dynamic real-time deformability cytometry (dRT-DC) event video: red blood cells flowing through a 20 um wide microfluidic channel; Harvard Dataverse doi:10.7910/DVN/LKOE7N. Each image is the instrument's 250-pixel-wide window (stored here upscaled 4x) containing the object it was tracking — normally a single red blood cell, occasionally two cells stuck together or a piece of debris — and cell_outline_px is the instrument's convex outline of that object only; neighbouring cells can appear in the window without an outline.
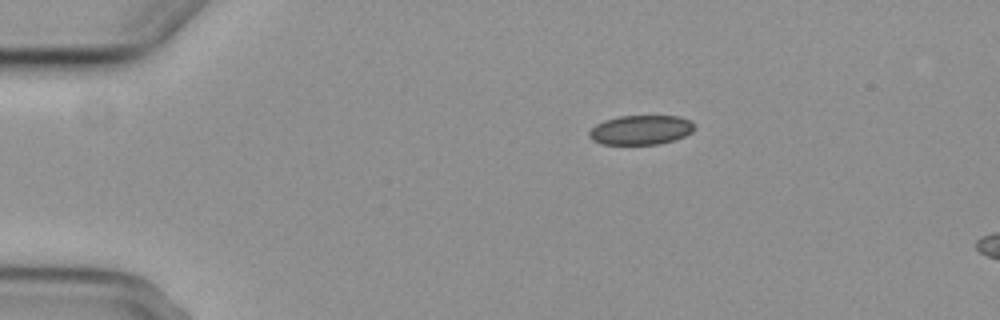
{"species": "common noctule bat (a hibernating species)", "species_latin": "Nyctalus noctula", "temperature_condition": "cold", "stored_images_in_passage": 3, "segment_of_instrument_passage": [1, 2], "camera_frame_rate_fps": 3000, "um_per_image_px": 0.085, "animal": {"sex": "female", "body_mass_g": 29.2, "forearm_length_mm": 56.3}, "frame": {"image": 1, "passage_image": 1, "time_ms": 0.0, "image_size_px": [1000, 320], "cell_outline_px": [[696, 128], [692, 132], [676, 140], [660, 144], [600, 144], [592, 140], [588, 136], [588, 132], [596, 124], [604, 120], [620, 116], [680, 116], [692, 120], [696, 124]], "centroid_in_image_um": [54.51, 11.04], "position_along_channel_um": 30.5, "area_um2": 18.38}}